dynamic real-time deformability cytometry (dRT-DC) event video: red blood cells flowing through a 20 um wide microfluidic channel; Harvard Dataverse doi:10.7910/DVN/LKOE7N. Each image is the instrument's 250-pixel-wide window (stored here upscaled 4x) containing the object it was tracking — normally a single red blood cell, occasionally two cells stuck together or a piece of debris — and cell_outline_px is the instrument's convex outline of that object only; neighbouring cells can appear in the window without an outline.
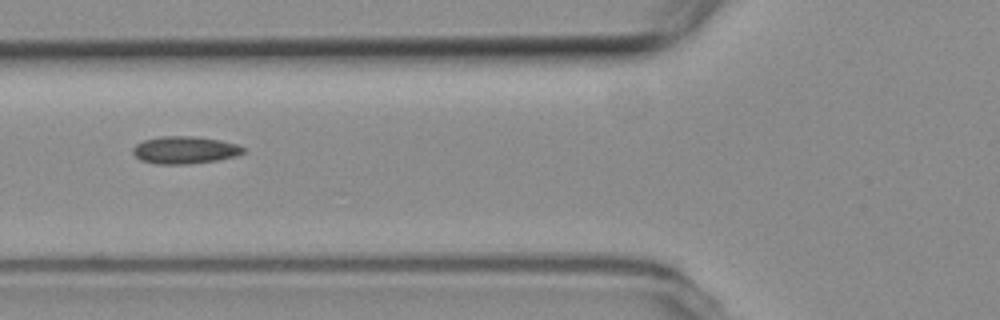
{"species": "common noctule bat (a hibernating species)", "species_latin": "Nyctalus noctula", "temperature_condition": "room temperature", "stored_images_in_passage": 7, "camera_frame_rate_fps": 3000, "um_per_image_px": 0.085, "animal": {"sex": "female", "body_mass_g": 19.3, "forearm_length_mm": 54.1}, "frame": {"image": 1, "passage_image": 6, "time_ms": 6.667, "image_size_px": [1000, 320], "cell_outline_px": [[244, 152], [236, 156], [216, 160], [188, 164], [156, 164], [140, 160], [132, 152], [132, 148], [136, 144], [144, 140], [160, 136], [192, 136], [220, 140], [236, 144], [244, 148]], "centroid_in_image_um": [15.67, 12.75], "position_along_channel_um": 110.1, "area_um2": 17.57}}
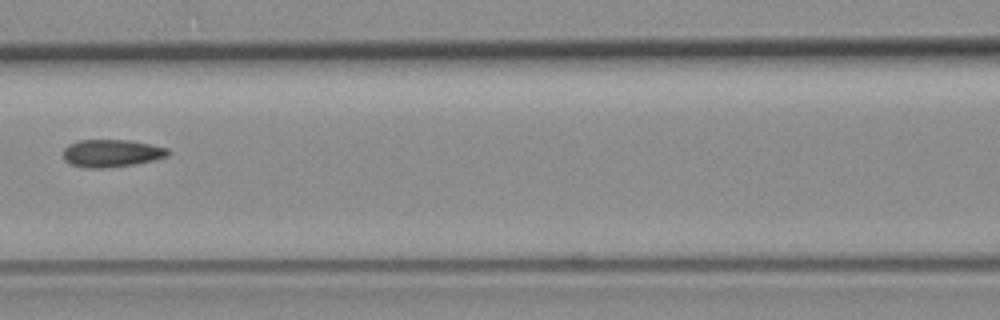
{"frame": {"image": 2, "passage_image": 7, "time_ms": 8.0, "image_size_px": [1000, 320], "cell_outline_px": [[172, 152], [168, 156], [152, 160], [132, 164], [104, 168], [84, 168], [72, 164], [64, 160], [64, 148], [68, 144], [80, 140], [128, 140], [152, 144], [168, 148]], "centroid_in_image_um": [9.49, 13.01], "position_along_channel_um": 157.1, "area_um2": 16.82}}